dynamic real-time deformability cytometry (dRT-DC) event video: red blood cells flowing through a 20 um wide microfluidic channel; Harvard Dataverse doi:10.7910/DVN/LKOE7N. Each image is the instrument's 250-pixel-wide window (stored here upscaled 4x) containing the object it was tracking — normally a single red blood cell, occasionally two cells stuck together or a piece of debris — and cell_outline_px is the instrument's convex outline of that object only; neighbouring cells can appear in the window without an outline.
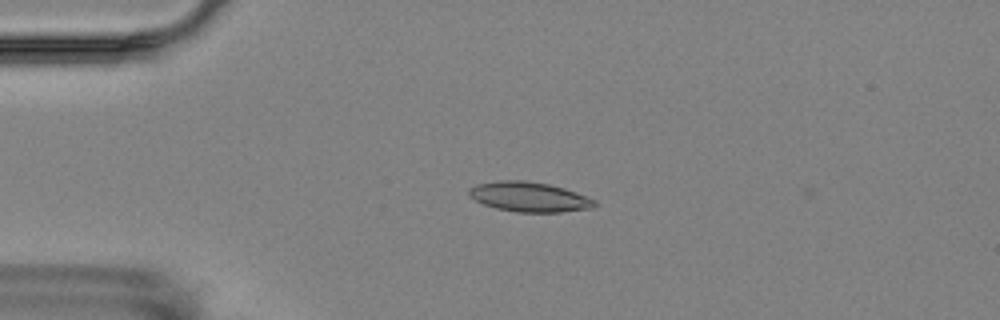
{"species": "Egyptian fruit bat (a non-hibernating species)", "species_latin": "Rousettus aegyptiacus", "temperature_condition": "room temperature", "stored_images_in_passage": 6, "camera_frame_rate_fps": 3000, "um_per_image_px": 0.085, "animal": {"sex": "female"}, "frame": {"image": 1, "passage_image": 4, "time_ms": 3.333, "image_size_px": [1000, 320], "cell_outline_px": [[596, 204], [592, 208], [560, 212], [516, 212], [496, 208], [484, 204], [468, 196], [468, 188], [476, 184], [500, 180], [524, 180], [548, 184], [564, 188], [576, 192], [596, 200]], "centroid_in_image_um": [44.96, 16.73], "position_along_channel_um": 40.0, "area_um2": 21.85}}
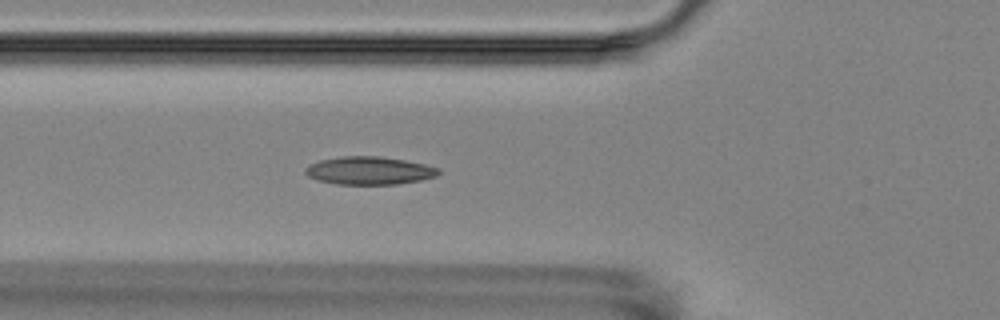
{"frame": {"image": 2, "passage_image": 6, "time_ms": 5.667, "image_size_px": [1000, 320], "cell_outline_px": [[440, 172], [436, 176], [420, 180], [396, 184], [336, 184], [320, 180], [308, 176], [304, 172], [304, 168], [320, 160], [344, 156], [380, 156], [404, 160], [424, 164], [440, 168]], "centroid_in_image_um": [31.4, 14.5], "position_along_channel_um": 94.4, "area_um2": 21.5}}